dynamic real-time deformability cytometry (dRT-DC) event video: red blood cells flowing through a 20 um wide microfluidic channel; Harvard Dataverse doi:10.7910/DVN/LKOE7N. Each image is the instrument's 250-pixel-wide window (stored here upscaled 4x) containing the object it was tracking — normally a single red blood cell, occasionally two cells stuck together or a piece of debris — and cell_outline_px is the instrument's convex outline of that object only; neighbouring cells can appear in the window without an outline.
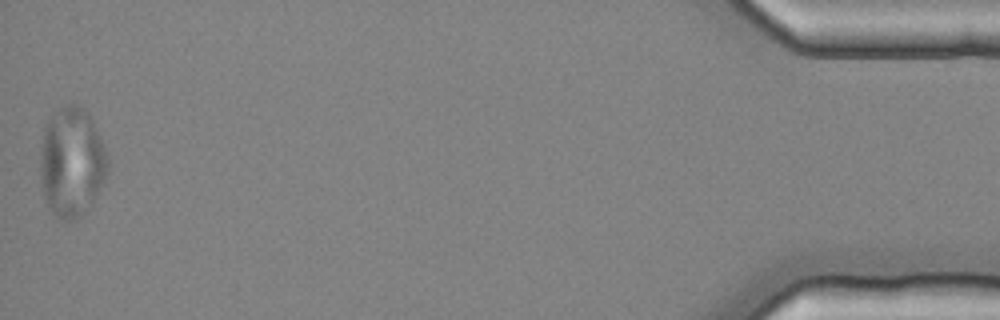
{"species": "common noctule bat (a hibernating species)", "species_latin": "Nyctalus noctula", "temperature_condition": "cold", "stored_images_in_passage": 43, "camera_frame_rate_fps": 3000, "um_per_image_px": 0.085, "animal": {"sex": "female", "body_mass_g": 25.1}, "frame": {"image": 1, "passage_image": 43, "time_ms": 14.0, "image_size_px": [1000, 320], "cell_outline_px": [[108, 168], [92, 204], [80, 216], [72, 220], [64, 220], [56, 216], [52, 212], [44, 196], [40, 172], [40, 144], [44, 124], [48, 116], [60, 108], [68, 104], [76, 104], [84, 108], [88, 112], [104, 144], [108, 156]], "centroid_in_image_um": [6.07, 13.73], "position_along_channel_um": 429.1, "area_um2": 43.29}}